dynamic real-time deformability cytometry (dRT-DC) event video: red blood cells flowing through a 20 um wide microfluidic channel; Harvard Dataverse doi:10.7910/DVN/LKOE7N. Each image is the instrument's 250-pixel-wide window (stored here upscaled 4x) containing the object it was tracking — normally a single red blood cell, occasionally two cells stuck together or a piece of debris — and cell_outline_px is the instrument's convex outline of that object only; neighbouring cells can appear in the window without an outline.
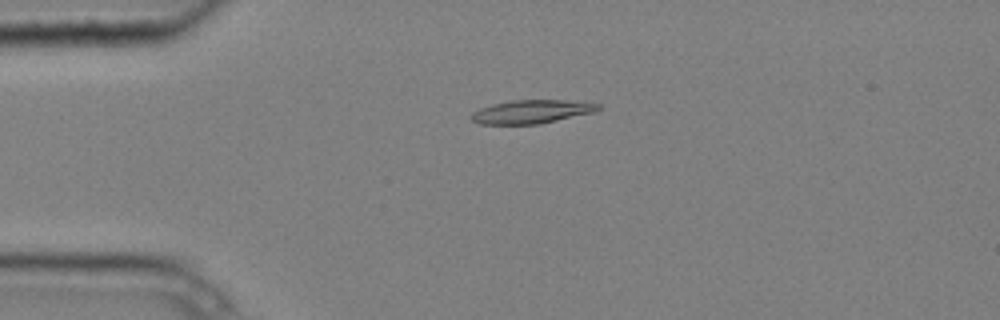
{"species": "common noctule bat (a hibernating species)", "species_latin": "Nyctalus noctula", "temperature_condition": "cold", "stored_images_in_passage": 4, "camera_frame_rate_fps": 3000, "um_per_image_px": 0.085, "animal": {"sex": "male", "body_mass_g": 20.4}, "frame": {"image": 1, "passage_image": 3, "time_ms": 0.667, "image_size_px": [1000, 320], "cell_outline_px": [[600, 108], [592, 112], [540, 124], [480, 124], [472, 120], [468, 116], [472, 112], [480, 108], [492, 104], [512, 100], [564, 100], [600, 104]], "centroid_in_image_um": [45.11, 9.49], "position_along_channel_um": 39.9, "area_um2": 17.22}}